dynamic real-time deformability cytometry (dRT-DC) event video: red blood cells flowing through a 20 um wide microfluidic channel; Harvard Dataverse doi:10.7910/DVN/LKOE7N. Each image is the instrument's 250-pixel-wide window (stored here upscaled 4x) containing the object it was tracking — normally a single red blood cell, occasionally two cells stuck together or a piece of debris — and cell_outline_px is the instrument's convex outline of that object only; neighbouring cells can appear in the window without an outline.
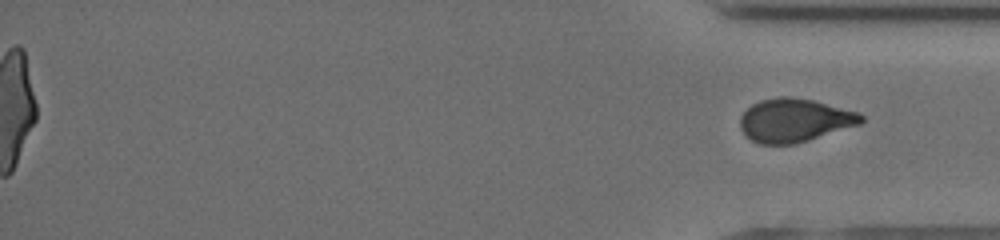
{"species": "human", "species_latin": "Homo sapiens", "temperature_condition": "cold", "stored_images_in_passage": 40, "segment_of_instrument_passage": [2, 2], "camera_frame_rate_fps": 3000, "um_per_image_px": 0.085, "donor": {"sex": "male"}, "frame": {"image": 1, "passage_image": 40, "time_ms": 13.0, "image_size_px": [1000, 240], "cell_outline_px": [[864, 120], [860, 124], [796, 144], [760, 144], [752, 140], [740, 128], [740, 116], [752, 104], [760, 100], [776, 96], [788, 96], [812, 100], [860, 112], [864, 116]], "centroid_in_image_um": [67.54, 10.21], "position_along_channel_um": 367.7, "area_um2": 30.63}}